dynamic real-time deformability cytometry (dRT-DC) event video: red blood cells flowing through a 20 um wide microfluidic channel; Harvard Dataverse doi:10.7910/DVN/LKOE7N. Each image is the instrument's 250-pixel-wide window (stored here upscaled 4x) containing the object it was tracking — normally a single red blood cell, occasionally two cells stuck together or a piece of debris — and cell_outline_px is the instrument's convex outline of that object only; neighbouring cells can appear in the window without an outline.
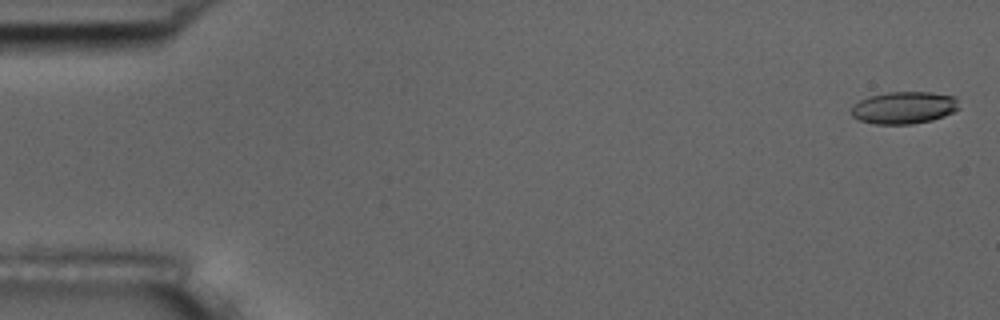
{"species": "common noctule bat (a hibernating species)", "species_latin": "Nyctalus noctula", "temperature_condition": "room temperature", "stored_images_in_passage": 5, "camera_frame_rate_fps": 3000, "um_per_image_px": 0.085, "animal": {"sex": "male", "body_mass_g": 17.5, "forearm_length_mm": 52.3}, "frame": {"image": 1, "passage_image": 1, "time_ms": 0.0, "image_size_px": [1000, 320], "cell_outline_px": [[960, 108], [944, 116], [932, 120], [912, 124], [876, 124], [860, 120], [852, 116], [852, 104], [868, 96], [888, 92], [932, 92], [956, 96]], "centroid_in_image_um": [76.85, 9.14], "position_along_channel_um": 8.1, "area_um2": 20.35}}
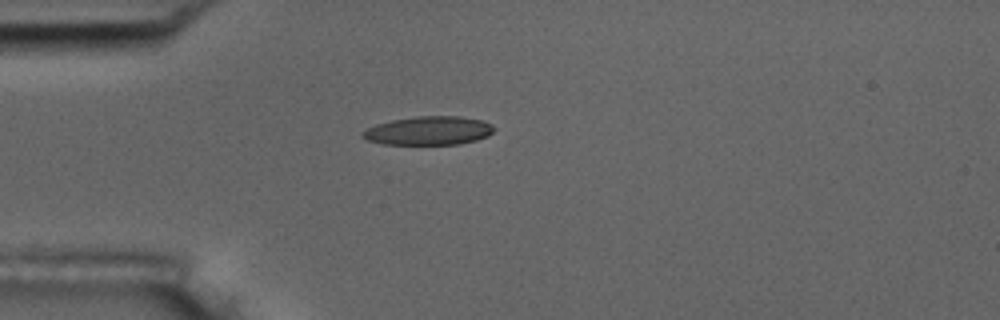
{"frame": {"image": 2, "passage_image": 5, "time_ms": 4.667, "image_size_px": [1000, 320], "cell_outline_px": [[496, 128], [488, 136], [476, 140], [460, 144], [384, 144], [368, 140], [360, 136], [360, 132], [376, 124], [392, 120], [416, 116], [460, 116], [480, 120], [492, 124]], "centroid_in_image_um": [36.44, 11.1], "position_along_channel_um": 48.6, "area_um2": 21.96}}